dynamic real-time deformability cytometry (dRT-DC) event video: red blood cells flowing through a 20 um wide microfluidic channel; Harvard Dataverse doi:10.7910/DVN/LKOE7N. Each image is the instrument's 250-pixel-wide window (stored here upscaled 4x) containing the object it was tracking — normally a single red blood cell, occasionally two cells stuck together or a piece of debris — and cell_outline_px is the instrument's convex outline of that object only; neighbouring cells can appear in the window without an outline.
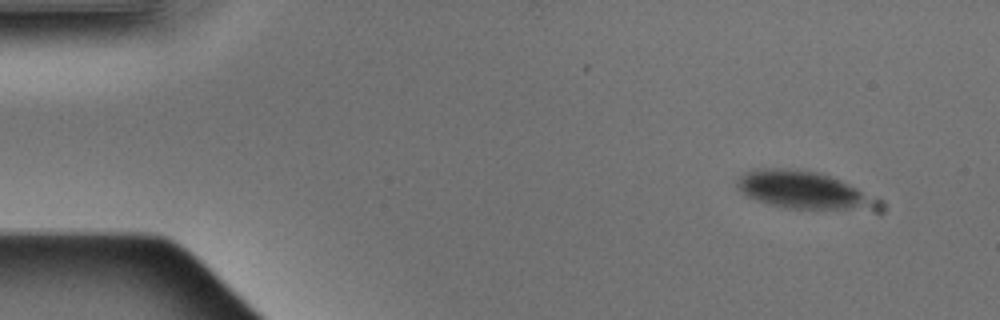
{"species": "Egyptian fruit bat (a non-hibernating species)", "species_latin": "Rousettus aegyptiacus", "temperature_condition": "warm", "stored_images_in_passage": 2, "camera_frame_rate_fps": 3000, "um_per_image_px": 0.085, "animal": {"sex": "male"}, "frame": {"image": 1, "passage_image": 1, "time_ms": 0.0, "image_size_px": [1000, 320], "cell_outline_px": [[884, 208], [880, 212], [876, 212], [788, 208], [756, 200], [748, 196], [736, 184], [736, 180], [744, 172], [764, 168], [784, 168], [816, 172], [828, 176], [848, 184], [880, 200], [884, 204]], "centroid_in_image_um": [68.45, 16.22], "position_along_channel_um": 16.5, "area_um2": 31.15}}